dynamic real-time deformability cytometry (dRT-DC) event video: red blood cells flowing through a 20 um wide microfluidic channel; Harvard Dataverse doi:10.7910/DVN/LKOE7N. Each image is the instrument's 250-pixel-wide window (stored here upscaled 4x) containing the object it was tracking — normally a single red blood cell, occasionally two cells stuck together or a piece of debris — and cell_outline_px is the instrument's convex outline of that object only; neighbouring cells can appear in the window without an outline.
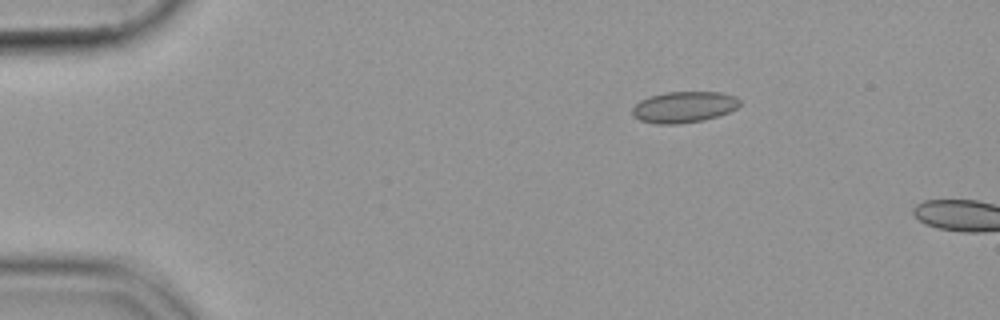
{"species": "common noctule bat (a hibernating species)", "species_latin": "Nyctalus noctula", "temperature_condition": "cold", "stored_images_in_passage": 4, "camera_frame_rate_fps": 3000, "um_per_image_px": 0.085, "animal": {"sex": "female", "body_mass_g": 19.9}, "frame": {"image": 1, "passage_image": 1, "time_ms": 0.0, "image_size_px": [1000, 320], "cell_outline_px": [[740, 104], [736, 108], [728, 112], [704, 120], [676, 124], [656, 124], [640, 120], [632, 116], [632, 108], [640, 100], [652, 96], [668, 92], [720, 92], [736, 96], [740, 100]], "centroid_in_image_um": [58.13, 9.1], "position_along_channel_um": 26.9, "area_um2": 19.42}}